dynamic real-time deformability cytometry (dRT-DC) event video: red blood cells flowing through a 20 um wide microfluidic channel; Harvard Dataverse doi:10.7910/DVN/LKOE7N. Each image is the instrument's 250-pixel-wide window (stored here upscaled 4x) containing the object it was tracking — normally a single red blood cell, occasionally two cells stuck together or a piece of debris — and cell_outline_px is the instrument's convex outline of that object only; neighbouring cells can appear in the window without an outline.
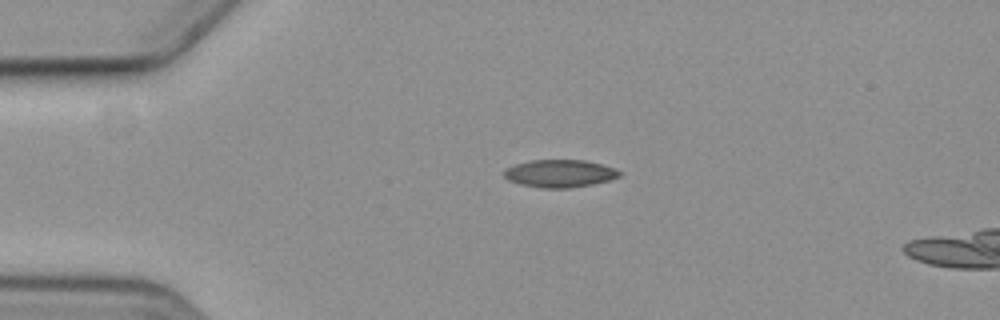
{"species": "common noctule bat (a hibernating species)", "species_latin": "Nyctalus noctula", "temperature_condition": "cold", "stored_images_in_passage": 2, "camera_frame_rate_fps": 3000, "um_per_image_px": 0.085, "animal": {"sex": "female", "body_mass_g": 19.3, "forearm_length_mm": 54.1}, "frame": {"image": 1, "passage_image": 1, "time_ms": 0.0, "image_size_px": [1000, 320], "cell_outline_px": [[624, 172], [620, 176], [608, 180], [592, 184], [568, 188], [544, 188], [520, 184], [508, 180], [504, 176], [504, 168], [516, 164], [532, 160], [584, 160], [616, 168]], "centroid_in_image_um": [47.59, 14.74], "position_along_channel_um": 37.4, "area_um2": 18.55}}